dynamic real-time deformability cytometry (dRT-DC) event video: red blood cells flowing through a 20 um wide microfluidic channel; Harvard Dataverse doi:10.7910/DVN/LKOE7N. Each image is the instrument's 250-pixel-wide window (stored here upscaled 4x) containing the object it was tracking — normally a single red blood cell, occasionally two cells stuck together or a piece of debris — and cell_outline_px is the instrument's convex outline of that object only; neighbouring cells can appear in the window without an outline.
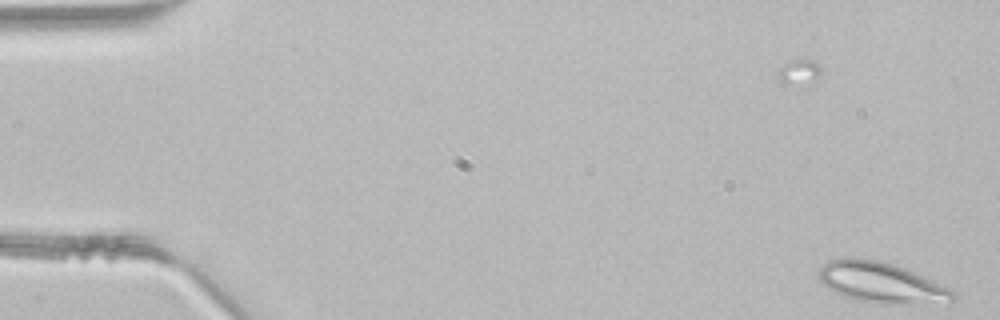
{"species": "common noctule bat (a hibernating species)", "species_latin": "Nyctalus noctula", "temperature_condition": "room temperature", "stored_images_in_passage": 4, "camera_frame_rate_fps": 3000, "um_per_image_px": 0.085, "animal": {"sex": "male", "body_mass_g": 21.5, "forearm_length_mm": 52.0}, "frame": {"image": 1, "passage_image": 4, "time_ms": 1.0, "image_size_px": [1000, 320], "cell_outline_px": [[956, 296], [952, 300], [880, 304], [860, 300], [844, 296], [828, 288], [816, 276], [820, 268], [828, 260], [852, 256], [880, 260], [904, 268], [952, 288], [956, 292]], "centroid_in_image_um": [74.84, 23.97], "position_along_channel_um": 10.2, "area_um2": 31.39}}